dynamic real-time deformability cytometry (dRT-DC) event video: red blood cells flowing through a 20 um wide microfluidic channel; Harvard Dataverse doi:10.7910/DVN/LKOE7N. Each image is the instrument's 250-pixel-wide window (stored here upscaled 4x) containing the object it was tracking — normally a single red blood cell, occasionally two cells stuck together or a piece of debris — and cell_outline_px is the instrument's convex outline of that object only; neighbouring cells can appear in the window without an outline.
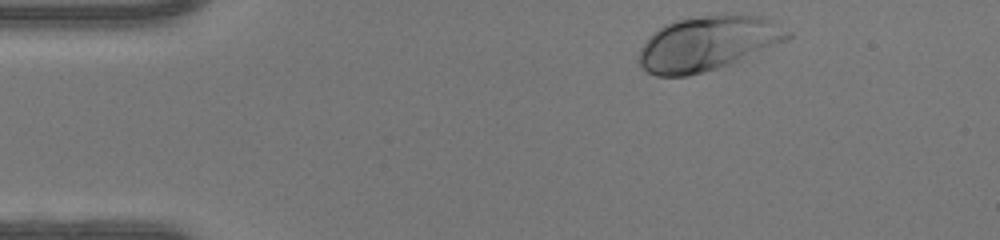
{"species": "human", "species_latin": "Homo sapiens", "temperature_condition": "warm", "stored_images_in_passage": 35, "camera_frame_rate_fps": 3000, "um_per_image_px": 0.085, "donor": {"sex": "female"}, "frame": {"image": 1, "passage_image": 1, "time_ms": 0.0, "image_size_px": [1000, 240], "cell_outline_px": [[792, 36], [788, 40], [732, 64], [704, 72], [688, 76], [656, 76], [648, 72], [636, 60], [640, 48], [664, 24], [676, 20], [700, 16], [732, 12], [740, 12], [768, 16], [792, 32]], "centroid_in_image_um": [60.26, 3.65], "position_along_channel_um": 24.7, "area_um2": 48.26}}
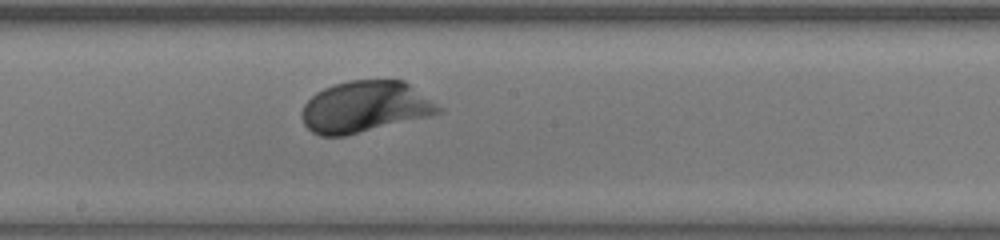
{"frame": {"image": 2, "passage_image": 20, "time_ms": 6.333, "image_size_px": [1000, 240], "cell_outline_px": [[444, 108], [440, 112], [432, 116], [344, 136], [320, 136], [312, 132], [304, 124], [300, 116], [300, 112], [304, 104], [316, 92], [332, 84], [348, 80], [404, 80]], "centroid_in_image_um": [31.02, 9.08], "position_along_channel_um": 217.2, "area_um2": 41.27}}
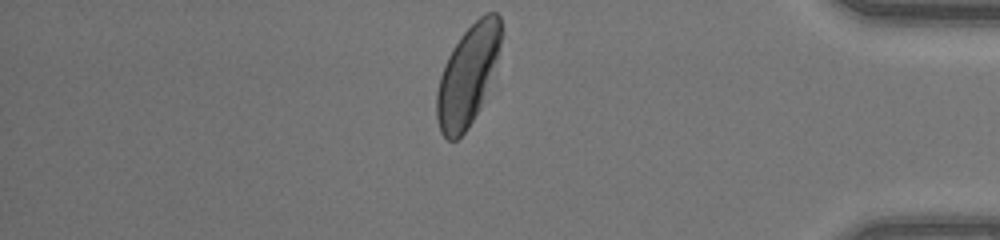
{"frame": {"image": 3, "passage_image": 35, "time_ms": 11.333, "image_size_px": [1000, 240], "cell_outline_px": [[500, 44], [496, 60], [480, 104], [468, 128], [456, 140], [448, 140], [440, 132], [436, 116], [436, 92], [440, 76], [444, 64], [452, 48], [460, 36], [484, 12], [496, 12], [500, 16]], "centroid_in_image_um": [39.7, 6.4], "position_along_channel_um": 395.5, "area_um2": 36.47}, "authors_computed_cell_mechanics": {"area_um2": 41.2692, "velocity_mm_per_s": 4.223, "shape_relaxation_time_tau1_ms": 1.6119, "shape_relaxation_time_tau2_ms": null, "deformation_change_tau1": 0.1289, "deformation_change_tau2": null}}